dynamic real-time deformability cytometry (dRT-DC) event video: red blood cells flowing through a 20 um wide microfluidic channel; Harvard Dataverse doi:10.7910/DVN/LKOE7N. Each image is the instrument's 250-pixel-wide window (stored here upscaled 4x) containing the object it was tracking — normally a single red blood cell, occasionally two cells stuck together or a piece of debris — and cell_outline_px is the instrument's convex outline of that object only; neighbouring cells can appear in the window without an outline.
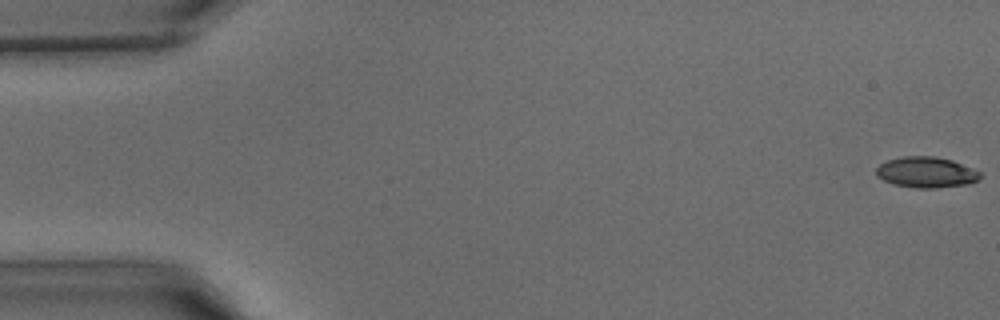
{"species": "common noctule bat (a hibernating species)", "species_latin": "Nyctalus noctula", "temperature_condition": "warm", "stored_images_in_passage": 13, "camera_frame_rate_fps": 3000, "um_per_image_px": 0.085, "animal": {"sex": "male", "body_mass_g": 15.6}, "frame": {"image": 1, "passage_image": 1, "time_ms": 0.0, "image_size_px": [1000, 320], "cell_outline_px": [[984, 176], [972, 184], [936, 188], [916, 188], [892, 184], [876, 176], [876, 168], [880, 164], [888, 160], [904, 156], [932, 156], [952, 160], [980, 172]], "centroid_in_image_um": [78.75, 14.66], "position_along_channel_um": 6.2, "area_um2": 18.79}}
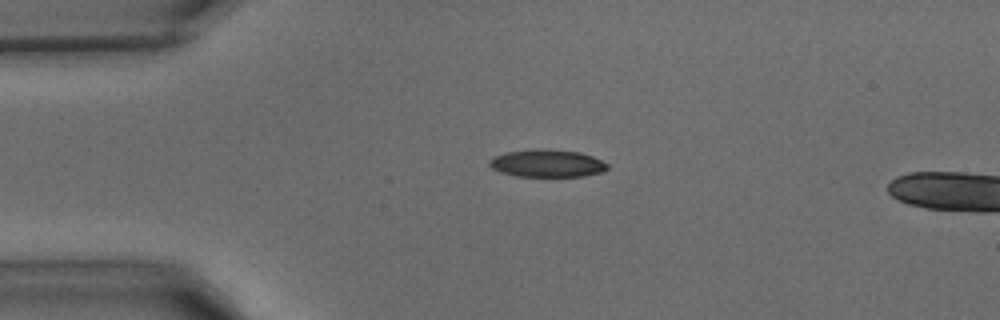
{"frame": {"image": 2, "passage_image": 10, "time_ms": 3.0, "image_size_px": [1000, 320], "cell_outline_px": [[608, 168], [604, 172], [584, 176], [516, 176], [500, 172], [492, 168], [488, 164], [488, 160], [492, 156], [504, 152], [536, 148], [544, 148], [580, 152], [592, 156], [608, 164]], "centroid_in_image_um": [46.47, 13.87], "position_along_channel_um": 38.5, "area_um2": 19.25}}